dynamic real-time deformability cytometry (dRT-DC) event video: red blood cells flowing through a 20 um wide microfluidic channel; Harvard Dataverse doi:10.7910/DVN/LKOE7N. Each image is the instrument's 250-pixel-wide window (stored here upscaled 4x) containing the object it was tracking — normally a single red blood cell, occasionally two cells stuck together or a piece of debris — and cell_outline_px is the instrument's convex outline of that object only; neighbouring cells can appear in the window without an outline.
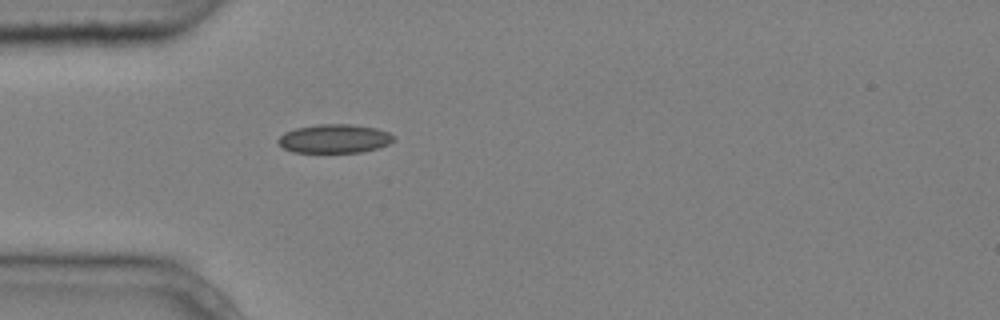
{"species": "common noctule bat (a hibernating species)", "species_latin": "Nyctalus noctula", "temperature_condition": "cold", "stored_images_in_passage": 4, "camera_frame_rate_fps": 3000, "um_per_image_px": 0.085, "animal": {"sex": "male", "body_mass_g": 20.4}, "frame": {"image": 1, "passage_image": 4, "time_ms": 1.0, "image_size_px": [1000, 320], "cell_outline_px": [[396, 140], [388, 144], [376, 148], [360, 152], [292, 152], [284, 148], [276, 140], [284, 132], [296, 128], [320, 124], [352, 124], [376, 128], [388, 132], [396, 136]], "centroid_in_image_um": [28.44, 11.78], "position_along_channel_um": 56.6, "area_um2": 19.36}}